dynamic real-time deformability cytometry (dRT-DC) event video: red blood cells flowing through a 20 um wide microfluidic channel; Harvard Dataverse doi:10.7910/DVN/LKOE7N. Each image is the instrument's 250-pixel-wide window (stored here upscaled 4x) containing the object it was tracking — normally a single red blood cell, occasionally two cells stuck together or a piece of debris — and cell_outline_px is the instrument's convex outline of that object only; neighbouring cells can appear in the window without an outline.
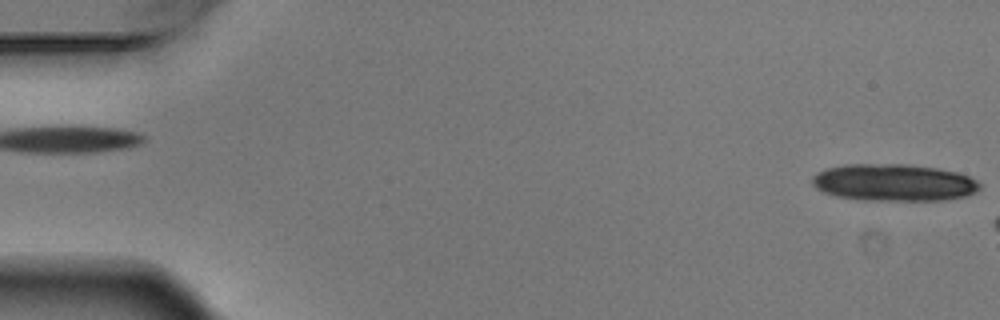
{"species": "Egyptian fruit bat (a non-hibernating species)", "species_latin": "Rousettus aegyptiacus", "temperature_condition": "warm", "stored_images_in_passage": 6, "segment_of_instrument_passage": [2, 2], "camera_frame_rate_fps": 3000, "um_per_image_px": 0.085, "animal": {"sex": "male"}, "frame": {"image": 1, "passage_image": 6, "time_ms": 1.667, "image_size_px": [1000, 320], "cell_outline_px": [[980, 188], [976, 192], [964, 196], [944, 200], [864, 200], [836, 196], [824, 192], [816, 188], [812, 184], [812, 176], [816, 172], [828, 168], [844, 164], [908, 164], [936, 168], [956, 172], [968, 176], [976, 180], [980, 184]], "centroid_in_image_um": [75.95, 15.51], "position_along_channel_um": 9.1, "area_um2": 36.18}}